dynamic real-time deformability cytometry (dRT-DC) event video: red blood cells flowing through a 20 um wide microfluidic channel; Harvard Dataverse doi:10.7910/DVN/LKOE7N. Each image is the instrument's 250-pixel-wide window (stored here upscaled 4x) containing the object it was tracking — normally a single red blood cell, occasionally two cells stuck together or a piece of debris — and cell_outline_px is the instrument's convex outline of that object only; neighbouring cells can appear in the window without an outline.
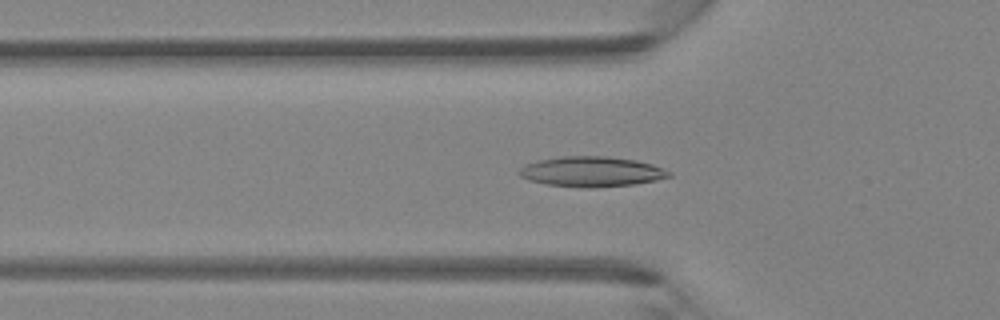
{"species": "Egyptian fruit bat (a non-hibernating species)", "species_latin": "Rousettus aegyptiacus", "temperature_condition": "room temperature", "stored_images_in_passage": 46, "camera_frame_rate_fps": 3000, "um_per_image_px": 0.085, "animal": {"sex": "female"}, "frame": {"image": 1, "passage_image": 16, "time_ms": 5.0, "image_size_px": [1000, 320], "cell_outline_px": [[672, 176], [656, 180], [632, 184], [592, 188], [588, 188], [548, 184], [528, 180], [520, 176], [516, 172], [524, 164], [540, 160], [560, 156], [608, 156], [636, 160], [652, 164], [672, 172]], "centroid_in_image_um": [50.27, 14.58], "position_along_channel_um": 75.5, "area_um2": 26.36}}
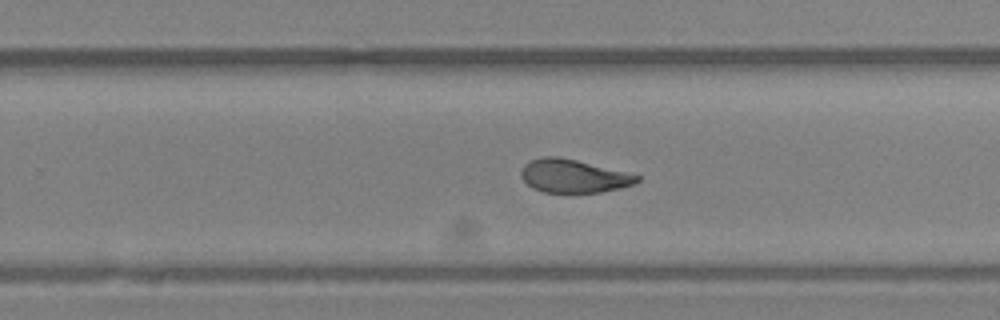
{"frame": {"image": 2, "passage_image": 30, "time_ms": 9.667, "image_size_px": [1000, 320], "cell_outline_px": [[640, 180], [632, 184], [620, 188], [600, 192], [544, 192], [532, 188], [520, 176], [520, 172], [524, 164], [528, 160], [544, 156], [556, 156], [576, 160], [640, 176]], "centroid_in_image_um": [48.68, 14.96], "position_along_channel_um": 281.1, "area_um2": 22.2}}
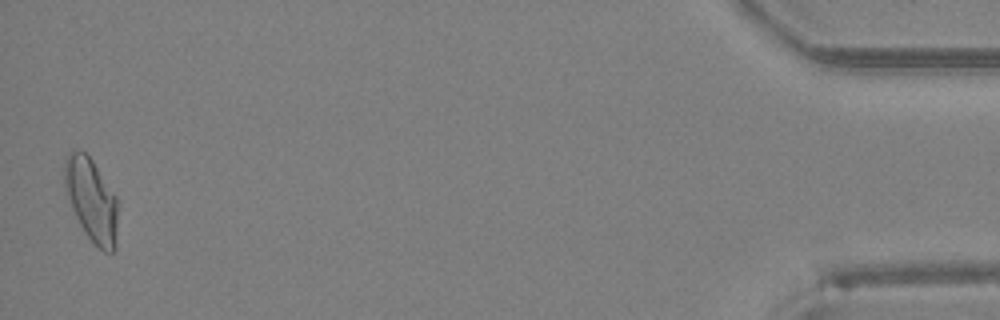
{"frame": {"image": 3, "passage_image": 46, "time_ms": 15.0, "image_size_px": [1000, 320], "cell_outline_px": [[120, 204], [116, 248], [112, 252], [104, 252], [88, 236], [80, 224], [72, 208], [64, 184], [64, 160], [68, 152], [72, 148], [80, 148], [92, 160], [116, 196]], "centroid_in_image_um": [7.81, 16.97], "position_along_channel_um": 427.4, "area_um2": 26.24}}